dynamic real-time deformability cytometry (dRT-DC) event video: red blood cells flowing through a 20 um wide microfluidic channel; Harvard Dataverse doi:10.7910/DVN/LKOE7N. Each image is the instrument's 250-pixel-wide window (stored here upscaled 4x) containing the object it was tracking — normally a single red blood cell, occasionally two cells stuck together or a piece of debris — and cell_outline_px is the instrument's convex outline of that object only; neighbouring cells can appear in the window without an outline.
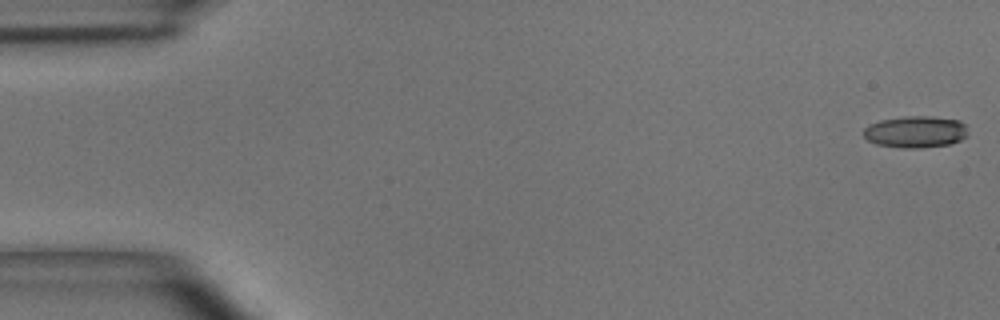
{"species": "common noctule bat (a hibernating species)", "species_latin": "Nyctalus noctula", "temperature_condition": "room temperature", "stored_images_in_passage": 9, "camera_frame_rate_fps": 3000, "um_per_image_px": 0.085, "animal": {"sex": "male", "body_mass_g": 15.6}, "frame": {"image": 1, "passage_image": 1, "time_ms": 0.0, "image_size_px": [1000, 320], "cell_outline_px": [[968, 136], [960, 140], [948, 144], [920, 148], [900, 148], [876, 144], [868, 140], [864, 136], [864, 128], [868, 124], [880, 120], [904, 116], [928, 116], [960, 120], [964, 124]], "centroid_in_image_um": [77.8, 11.2], "position_along_channel_um": 7.2, "area_um2": 19.36}}